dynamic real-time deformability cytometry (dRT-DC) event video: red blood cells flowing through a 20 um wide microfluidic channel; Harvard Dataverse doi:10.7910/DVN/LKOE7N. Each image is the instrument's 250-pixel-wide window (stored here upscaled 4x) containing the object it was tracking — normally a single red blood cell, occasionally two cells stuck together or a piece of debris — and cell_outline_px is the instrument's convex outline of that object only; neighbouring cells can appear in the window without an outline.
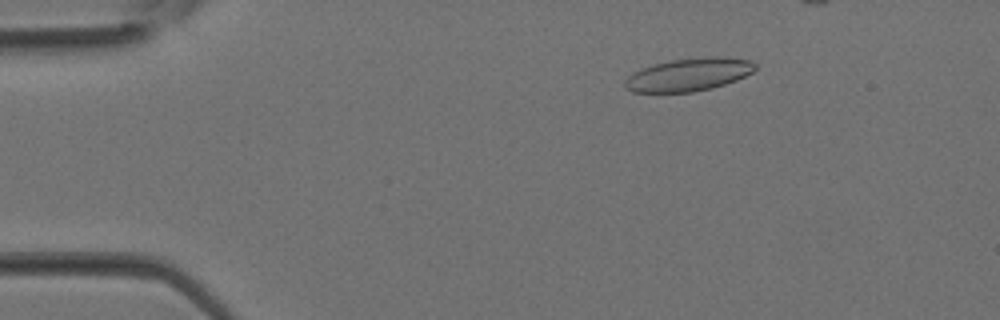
{"species": "Egyptian fruit bat (a non-hibernating species)", "species_latin": "Rousettus aegyptiacus", "temperature_condition": "room temperature", "stored_images_in_passage": 35, "camera_frame_rate_fps": 3000, "um_per_image_px": 0.085, "animal": {"sex": "female"}, "frame": {"image": 1, "passage_image": 6, "time_ms": 1.667, "image_size_px": [1000, 320], "cell_outline_px": [[756, 68], [752, 72], [736, 80], [712, 88], [692, 92], [632, 92], [624, 88], [624, 80], [632, 72], [640, 68], [652, 64], [672, 60], [704, 56], [728, 56], [752, 60], [756, 64]], "centroid_in_image_um": [58.53, 6.32], "position_along_channel_um": 26.5, "area_um2": 25.37}}
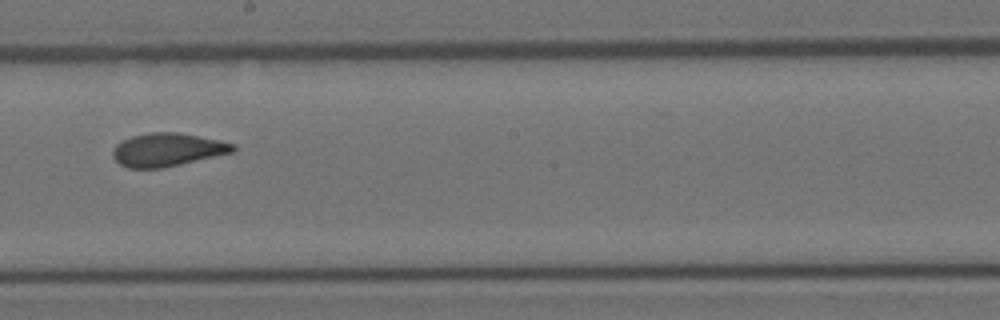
{"frame": {"image": 2, "passage_image": 21, "time_ms": 6.667, "image_size_px": [1000, 320], "cell_outline_px": [[236, 148], [232, 152], [180, 164], [160, 168], [128, 168], [120, 164], [112, 156], [112, 152], [116, 144], [132, 136], [152, 132], [176, 132], [220, 140], [236, 144]], "centroid_in_image_um": [14.22, 12.72], "position_along_channel_um": 234.0, "area_um2": 23.0}}
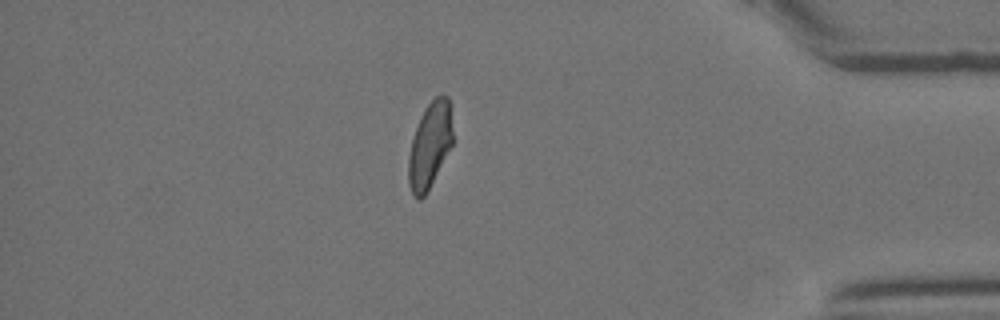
{"frame": {"image": 3, "passage_image": 32, "time_ms": 10.333, "image_size_px": [1000, 320], "cell_outline_px": [[452, 144], [424, 196], [420, 200], [416, 200], [408, 184], [408, 156], [412, 140], [420, 116], [424, 108], [436, 96], [448, 96], [452, 132]], "centroid_in_image_um": [36.5, 12.36], "position_along_channel_um": 398.7, "area_um2": 21.62}}